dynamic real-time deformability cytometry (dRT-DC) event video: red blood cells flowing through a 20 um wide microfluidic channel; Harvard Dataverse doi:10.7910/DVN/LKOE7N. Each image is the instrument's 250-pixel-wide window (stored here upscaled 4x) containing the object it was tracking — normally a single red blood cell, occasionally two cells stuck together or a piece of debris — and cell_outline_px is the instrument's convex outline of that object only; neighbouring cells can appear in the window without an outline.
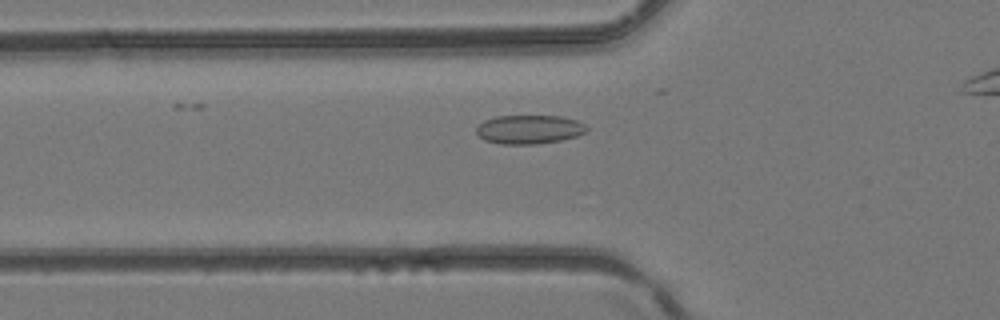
{"species": "common noctule bat (a hibernating species)", "species_latin": "Nyctalus noctula", "temperature_condition": "room temperature", "stored_images_in_passage": 30, "camera_frame_rate_fps": 3000, "um_per_image_px": 0.085, "animal": {"sex": "female", "body_mass_g": 24.6, "forearm_length_mm": 56.2}, "frame": {"image": 1, "passage_image": 11, "time_ms": 3.333, "image_size_px": [1000, 320], "cell_outline_px": [[588, 132], [576, 136], [560, 140], [536, 144], [500, 144], [484, 140], [476, 132], [476, 128], [484, 120], [496, 116], [560, 116], [576, 120], [584, 124], [588, 128]], "centroid_in_image_um": [44.98, 11.0], "position_along_channel_um": 80.8, "area_um2": 18.55}}
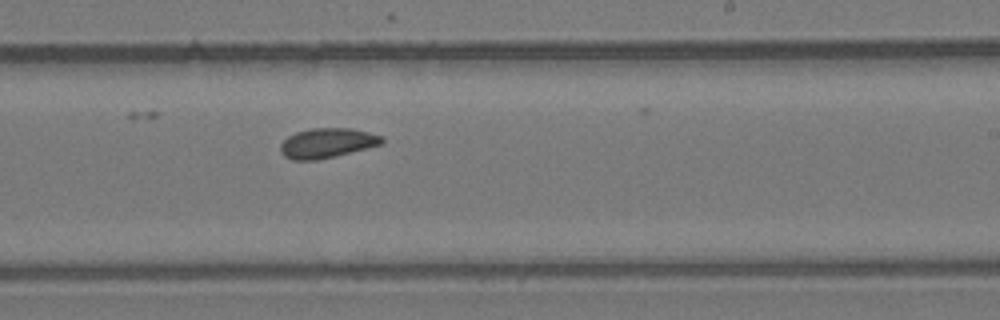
{"frame": {"image": 2, "passage_image": 22, "time_ms": 7.0, "image_size_px": [1000, 320], "cell_outline_px": [[384, 144], [336, 156], [316, 160], [292, 160], [284, 156], [280, 152], [280, 144], [288, 136], [296, 132], [312, 128], [352, 128], [384, 136]], "centroid_in_image_um": [27.83, 12.16], "position_along_channel_um": 261.2, "area_um2": 17.8}}
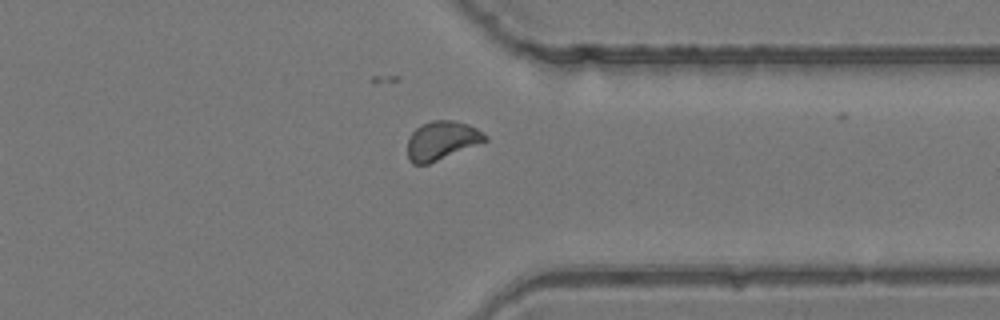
{"frame": {"image": 3, "passage_image": 29, "time_ms": 9.333, "image_size_px": [1000, 320], "cell_outline_px": [[488, 140], [428, 164], [412, 164], [408, 160], [408, 140], [412, 132], [420, 124], [432, 120], [456, 120], [468, 124], [476, 128], [488, 136]], "centroid_in_image_um": [37.54, 11.93], "position_along_channel_um": 373.9, "area_um2": 17.51}}